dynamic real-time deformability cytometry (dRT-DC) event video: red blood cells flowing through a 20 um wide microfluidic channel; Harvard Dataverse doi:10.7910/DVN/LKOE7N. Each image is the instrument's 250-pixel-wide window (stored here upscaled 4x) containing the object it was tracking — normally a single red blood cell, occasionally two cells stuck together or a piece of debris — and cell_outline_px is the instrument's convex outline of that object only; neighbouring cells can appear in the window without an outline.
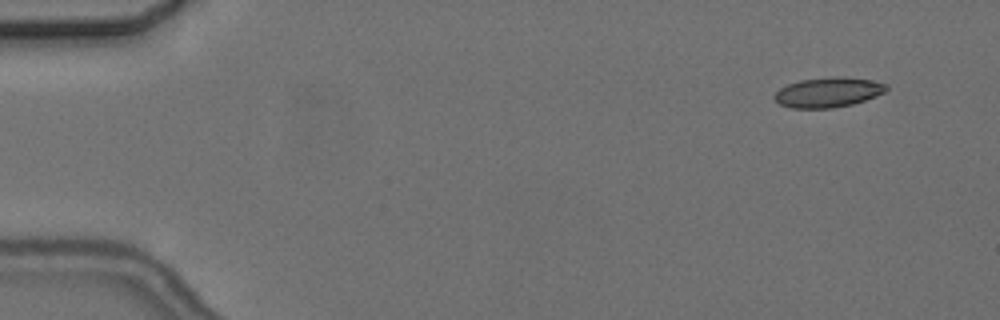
{"species": "common noctule bat (a hibernating species)", "species_latin": "Nyctalus noctula", "temperature_condition": "cold", "stored_images_in_passage": 5, "segment_of_instrument_passage": [2, 2], "camera_frame_rate_fps": 3000, "um_per_image_px": 0.085, "animal": {"sex": "female", "body_mass_g": 24.6, "forearm_length_mm": 56.2}, "frame": {"image": 1, "passage_image": 5, "time_ms": 5.667, "image_size_px": [1000, 320], "cell_outline_px": [[888, 88], [884, 92], [876, 96], [852, 104], [832, 108], [792, 108], [780, 104], [772, 96], [780, 88], [788, 84], [800, 80], [832, 76], [836, 76], [872, 80], [888, 84]], "centroid_in_image_um": [70.39, 7.84], "position_along_channel_um": 14.6, "area_um2": 19.48}}